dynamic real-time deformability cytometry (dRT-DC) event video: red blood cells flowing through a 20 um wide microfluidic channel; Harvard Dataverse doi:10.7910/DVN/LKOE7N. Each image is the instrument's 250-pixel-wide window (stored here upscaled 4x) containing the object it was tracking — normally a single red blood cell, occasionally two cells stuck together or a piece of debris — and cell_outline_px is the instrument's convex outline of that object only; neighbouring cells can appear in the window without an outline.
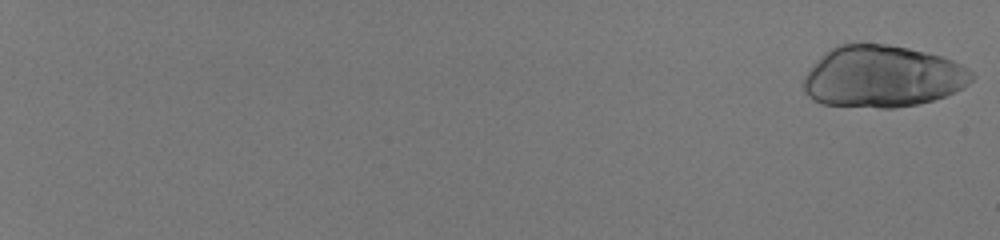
{"species": "human", "species_latin": "Homo sapiens", "temperature_condition": "room temperature", "stored_images_in_passage": 56, "camera_frame_rate_fps": 3000, "um_per_image_px": 0.085, "donor": {"sex": "male"}, "frame": {"image": 1, "passage_image": 1, "time_ms": 0.0, "image_size_px": [1000, 240], "cell_outline_px": [[976, 76], [964, 88], [944, 96], [920, 104], [892, 108], [880, 108], [820, 104], [812, 100], [804, 92], [804, 76], [812, 64], [824, 52], [836, 44], [888, 44], [908, 48], [944, 56], [968, 68]], "centroid_in_image_um": [75.0, 6.5], "position_along_channel_um": 10.0, "area_um2": 61.09}}
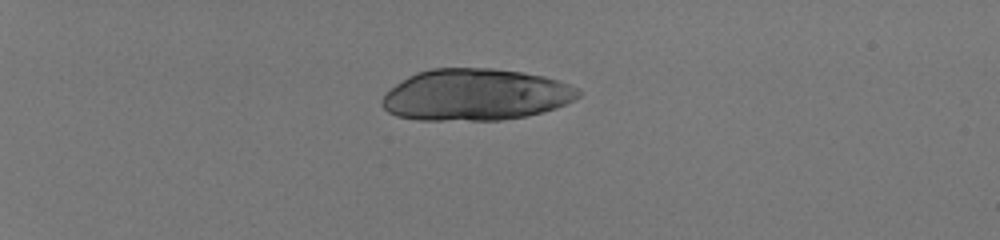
{"frame": {"image": 2, "passage_image": 18, "time_ms": 5.667, "image_size_px": [1000, 240], "cell_outline_px": [[580, 96], [556, 108], [524, 116], [500, 120], [420, 120], [396, 116], [388, 112], [380, 104], [380, 100], [396, 84], [408, 76], [416, 72], [432, 68], [492, 68], [524, 72], [544, 76], [580, 88]], "centroid_in_image_um": [40.4, 8.05], "position_along_channel_um": 44.6, "area_um2": 59.07}}